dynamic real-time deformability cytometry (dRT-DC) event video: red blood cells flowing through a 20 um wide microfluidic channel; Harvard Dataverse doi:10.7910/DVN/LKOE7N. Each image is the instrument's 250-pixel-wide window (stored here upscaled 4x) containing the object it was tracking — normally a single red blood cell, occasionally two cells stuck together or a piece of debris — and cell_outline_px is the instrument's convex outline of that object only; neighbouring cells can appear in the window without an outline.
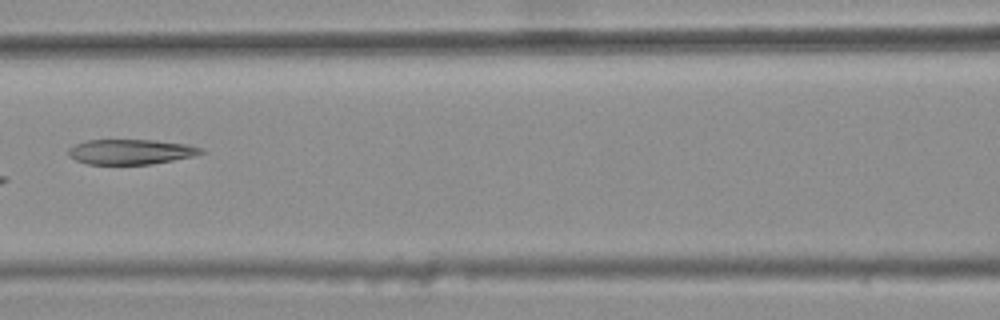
{"species": "common noctule bat (a hibernating species)", "species_latin": "Nyctalus noctula", "temperature_condition": "warm", "stored_images_in_passage": 5, "camera_frame_rate_fps": 3000, "um_per_image_px": 0.085, "animal": {"sex": "female", "body_mass_g": 25.1}, "frame": {"image": 1, "passage_image": 5, "time_ms": 1.333, "image_size_px": [1000, 320], "cell_outline_px": [[204, 152], [192, 156], [152, 164], [88, 164], [76, 160], [68, 152], [68, 148], [76, 144], [88, 140], [156, 140], [188, 144], [204, 148]], "centroid_in_image_um": [11.15, 12.89], "position_along_channel_um": 155.5, "area_um2": 19.25}}